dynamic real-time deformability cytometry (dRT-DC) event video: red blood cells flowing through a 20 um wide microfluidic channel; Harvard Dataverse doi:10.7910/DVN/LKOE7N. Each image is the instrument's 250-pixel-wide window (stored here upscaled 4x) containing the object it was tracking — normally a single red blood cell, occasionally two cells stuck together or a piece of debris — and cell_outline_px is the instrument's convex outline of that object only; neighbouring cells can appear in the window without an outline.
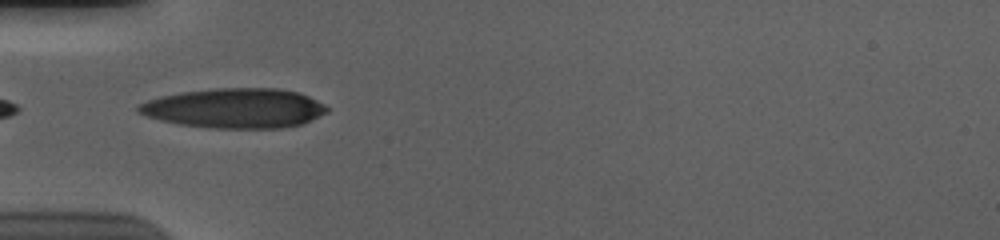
{"species": "human", "species_latin": "Homo sapiens", "temperature_condition": "cold", "stored_images_in_passage": 19, "camera_frame_rate_fps": 3000, "um_per_image_px": 0.085, "donor": {"sex": "male"}, "frame": {"image": 1, "passage_image": 1, "time_ms": 0.0, "image_size_px": [1000, 240], "cell_outline_px": [[328, 112], [320, 116], [300, 124], [280, 128], [208, 128], [176, 124], [144, 116], [136, 112], [136, 104], [160, 96], [180, 92], [216, 88], [276, 88], [300, 92], [324, 104], [328, 108]], "centroid_in_image_um": [19.89, 9.2], "position_along_channel_um": 65.1, "area_um2": 44.04}}
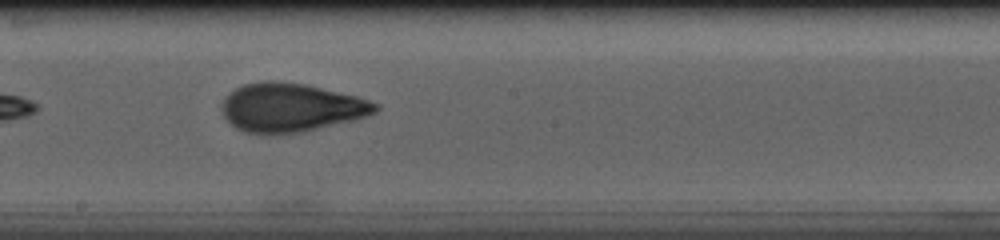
{"frame": {"image": 2, "passage_image": 14, "time_ms": 4.333, "image_size_px": [1000, 240], "cell_outline_px": [[380, 108], [376, 112], [352, 120], [300, 132], [244, 132], [236, 128], [224, 116], [220, 108], [224, 96], [236, 88], [244, 84], [264, 80], [276, 80], [304, 84], [356, 96], [380, 104]], "centroid_in_image_um": [24.7, 9.11], "position_along_channel_um": 223.5, "area_um2": 42.95}}